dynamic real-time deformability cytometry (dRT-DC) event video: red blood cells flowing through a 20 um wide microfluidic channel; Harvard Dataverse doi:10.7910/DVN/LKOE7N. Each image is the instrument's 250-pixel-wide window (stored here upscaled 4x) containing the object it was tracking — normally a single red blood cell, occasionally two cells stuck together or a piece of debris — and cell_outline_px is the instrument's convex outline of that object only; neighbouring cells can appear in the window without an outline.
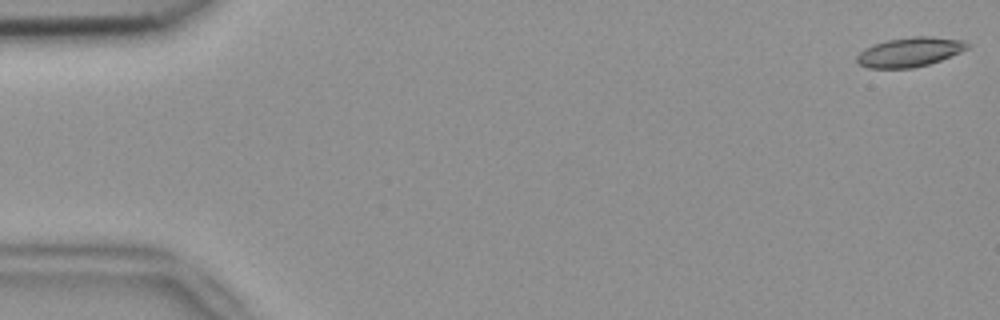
{"species": "common noctule bat (a hibernating species)", "species_latin": "Nyctalus noctula", "temperature_condition": "room temperature", "stored_images_in_passage": 53, "camera_frame_rate_fps": 3000, "um_per_image_px": 0.085, "animal": {"sex": "female", "body_mass_g": 18.4}, "frame": {"image": 1, "passage_image": 1, "time_ms": 0.0, "image_size_px": [1000, 320], "cell_outline_px": [[968, 48], [960, 52], [940, 60], [928, 64], [912, 68], [868, 68], [860, 64], [856, 60], [856, 56], [864, 48], [872, 44], [888, 40], [912, 36], [928, 36], [964, 40], [968, 44]], "centroid_in_image_um": [77.3, 4.42], "position_along_channel_um": 7.7, "area_um2": 18.84}}
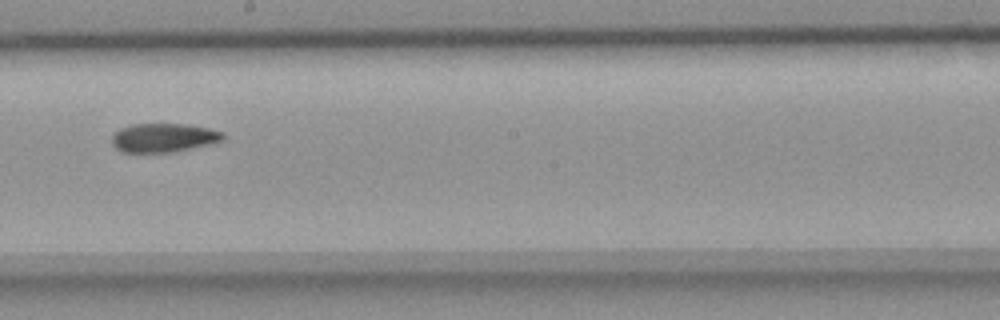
{"frame": {"image": 2, "passage_image": 30, "time_ms": 9.667, "image_size_px": [1000, 320], "cell_outline_px": [[224, 140], [208, 144], [168, 152], [124, 152], [116, 148], [112, 144], [112, 136], [120, 128], [132, 124], [188, 124], [208, 128], [224, 132]], "centroid_in_image_um": [13.9, 11.69], "position_along_channel_um": 234.3, "area_um2": 18.44}}
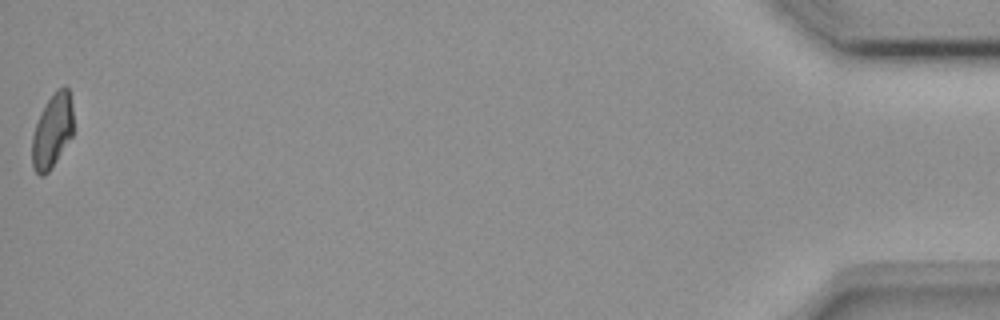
{"frame": {"image": 3, "passage_image": 53, "time_ms": 17.333, "image_size_px": [1000, 320], "cell_outline_px": [[72, 136], [48, 172], [44, 176], [40, 176], [32, 168], [32, 136], [40, 112], [56, 88], [64, 84], [68, 88], [72, 104]], "centroid_in_image_um": [4.43, 11.1], "position_along_channel_um": 430.8, "area_um2": 17.8}, "authors_computed_cell_mechanics": {"area_um2": 18.9006, "velocity_mm_per_s": 3.8291, "shape_relaxation_time_tau1_ms": null, "shape_relaxation_time_tau2_ms": 4.2208, "deformation_change_tau1": null, "deformation_change_tau2": 0.1034}}